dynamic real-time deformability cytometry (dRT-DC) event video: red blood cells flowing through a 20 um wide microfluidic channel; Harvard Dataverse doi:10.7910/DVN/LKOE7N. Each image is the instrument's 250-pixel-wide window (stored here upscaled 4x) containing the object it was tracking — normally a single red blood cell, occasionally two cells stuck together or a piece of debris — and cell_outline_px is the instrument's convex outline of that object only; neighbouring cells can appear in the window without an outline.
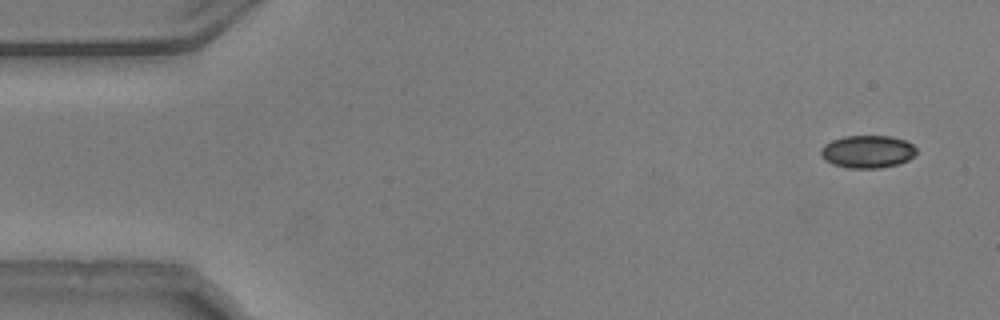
{"species": "common noctule bat (a hibernating species)", "species_latin": "Nyctalus noctula", "temperature_condition": "warm", "stored_images_in_passage": 52, "camera_frame_rate_fps": 3000, "um_per_image_px": 0.085, "animal": {"sex": "male", "body_mass_g": 20.5, "forearm_length_mm": 52.5}, "frame": {"image": 1, "passage_image": 1, "time_ms": 0.0, "image_size_px": [1000, 320], "cell_outline_px": [[916, 152], [908, 160], [896, 164], [880, 168], [848, 168], [832, 164], [824, 160], [820, 156], [820, 148], [824, 144], [832, 140], [844, 136], [892, 136], [904, 140], [912, 144], [916, 148]], "centroid_in_image_um": [73.69, 12.88], "position_along_channel_um": 11.3, "area_um2": 18.26}}
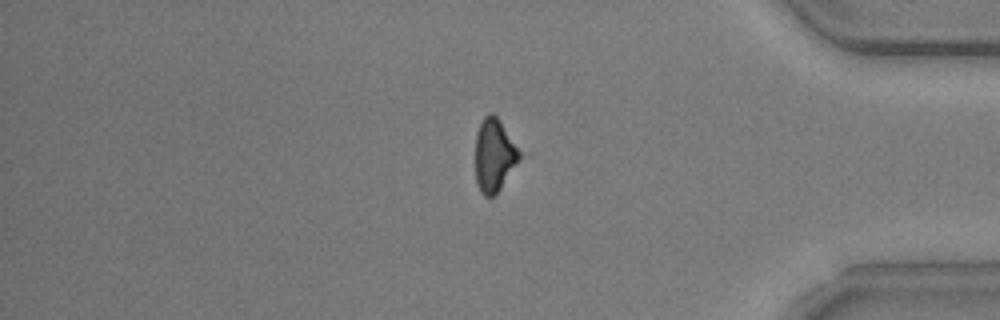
{"frame": {"image": 2, "passage_image": 43, "time_ms": 14.0, "image_size_px": [1000, 320], "cell_outline_px": [[524, 156], [496, 196], [484, 196], [480, 192], [476, 184], [476, 132], [484, 116], [488, 112], [492, 112], [500, 120], [524, 152]], "centroid_in_image_um": [42.08, 13.2], "position_along_channel_um": 393.1, "area_um2": 19.65}}
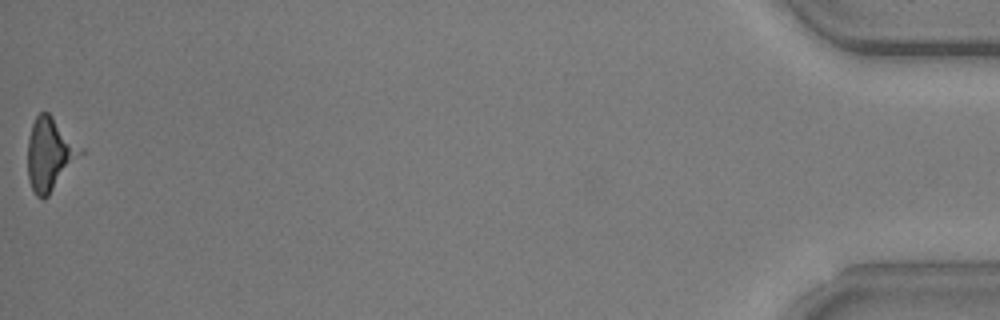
{"frame": {"image": 3, "passage_image": 52, "time_ms": 17.0, "image_size_px": [1000, 320], "cell_outline_px": [[84, 152], [48, 196], [44, 200], [36, 196], [28, 180], [28, 136], [32, 124], [36, 116], [40, 112], [48, 112], [84, 148]], "centroid_in_image_um": [4.24, 13.1], "position_along_channel_um": 431.0, "area_um2": 22.48}}